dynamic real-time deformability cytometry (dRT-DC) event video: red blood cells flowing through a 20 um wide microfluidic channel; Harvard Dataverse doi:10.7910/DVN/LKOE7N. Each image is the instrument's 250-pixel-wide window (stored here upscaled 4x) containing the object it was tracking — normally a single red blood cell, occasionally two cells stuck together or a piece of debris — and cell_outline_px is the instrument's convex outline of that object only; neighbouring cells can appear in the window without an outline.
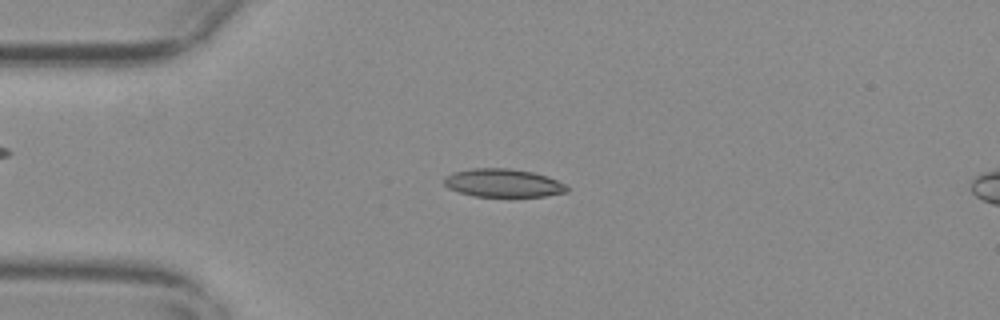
{"species": "common noctule bat (a hibernating species)", "species_latin": "Nyctalus noctula", "temperature_condition": "warm", "stored_images_in_passage": 35, "camera_frame_rate_fps": 3000, "um_per_image_px": 0.085, "animal": {"sex": "female", "body_mass_g": 29.2, "forearm_length_mm": 56.3}, "frame": {"image": 1, "passage_image": 1, "time_ms": 0.0, "image_size_px": [1000, 320], "cell_outline_px": [[568, 192], [544, 196], [472, 196], [448, 188], [444, 184], [444, 176], [452, 172], [472, 168], [508, 168], [532, 172], [548, 176], [568, 184]], "centroid_in_image_um": [42.78, 15.55], "position_along_channel_um": 42.2, "area_um2": 20.35}}
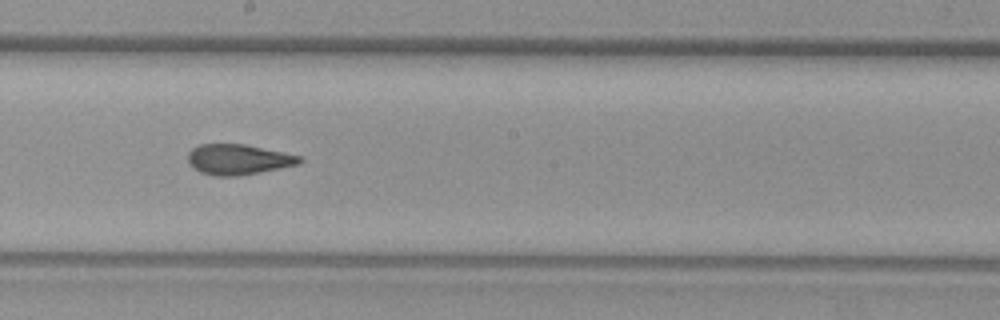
{"frame": {"image": 2, "passage_image": 18, "time_ms": 5.667, "image_size_px": [1000, 320], "cell_outline_px": [[304, 160], [300, 164], [240, 176], [216, 176], [200, 172], [192, 168], [188, 164], [188, 152], [192, 148], [200, 144], [244, 144], [300, 156]], "centroid_in_image_um": [20.22, 13.56], "position_along_channel_um": 228.0, "area_um2": 19.83}}
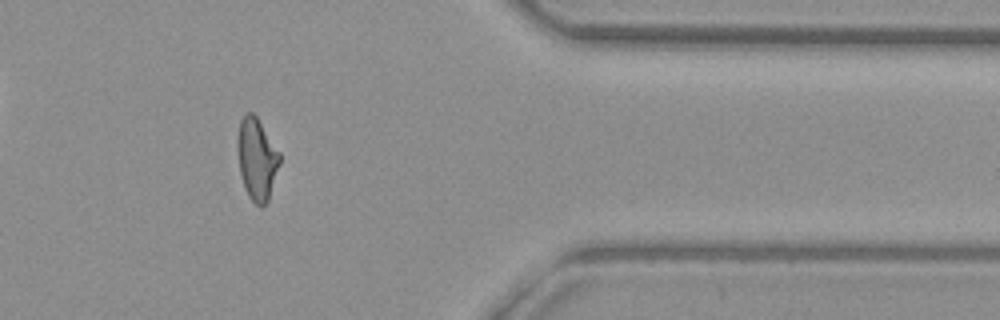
{"frame": {"image": 3, "passage_image": 33, "time_ms": 10.667, "image_size_px": [1000, 320], "cell_outline_px": [[280, 164], [268, 200], [260, 208], [248, 196], [244, 188], [240, 172], [236, 144], [236, 140], [240, 120], [244, 112], [252, 112], [256, 116], [280, 152]], "centroid_in_image_um": [21.81, 13.49], "position_along_channel_um": 389.6, "area_um2": 20.29}, "authors_computed_cell_mechanics": {"area_um2": 20.2878, "velocity_mm_per_s": 3.6853, "shape_relaxation_time_tau1_ms": 7.9603, "shape_relaxation_time_tau2_ms": 2.0547, "deformation_change_tau1": 0.2482, "deformation_change_tau2": 0.1037}}